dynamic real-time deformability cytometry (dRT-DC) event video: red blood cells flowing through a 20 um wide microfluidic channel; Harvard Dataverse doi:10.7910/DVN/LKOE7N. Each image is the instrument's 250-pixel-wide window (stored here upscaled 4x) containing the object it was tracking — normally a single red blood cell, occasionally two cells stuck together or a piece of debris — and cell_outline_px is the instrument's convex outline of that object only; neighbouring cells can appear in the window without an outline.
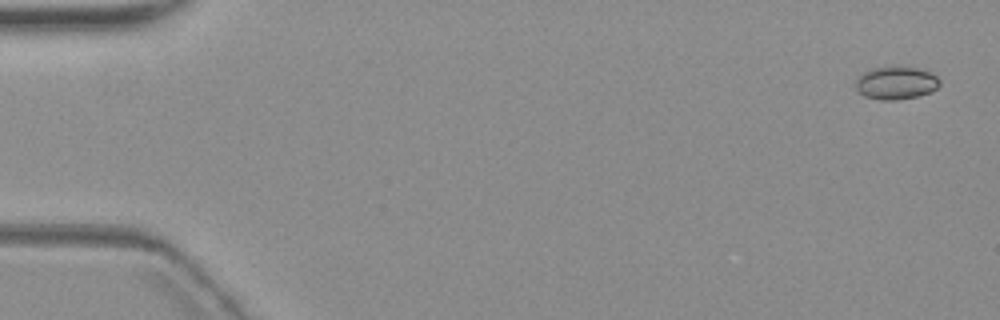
{"species": "common noctule bat (a hibernating species)", "species_latin": "Nyctalus noctula", "temperature_condition": "warm", "stored_images_in_passage": 5, "camera_frame_rate_fps": 3000, "um_per_image_px": 0.085, "animal": {"sex": "female", "body_mass_g": 19.3, "forearm_length_mm": 54.1}, "frame": {"image": 1, "passage_image": 1, "time_ms": 0.0, "image_size_px": [1000, 320], "cell_outline_px": [[940, 84], [936, 88], [928, 92], [916, 96], [896, 100], [880, 100], [864, 96], [856, 88], [856, 80], [868, 68], [916, 68], [928, 72], [936, 76], [940, 80]], "centroid_in_image_um": [76.13, 7.07], "position_along_channel_um": 8.9, "area_um2": 15.61}}